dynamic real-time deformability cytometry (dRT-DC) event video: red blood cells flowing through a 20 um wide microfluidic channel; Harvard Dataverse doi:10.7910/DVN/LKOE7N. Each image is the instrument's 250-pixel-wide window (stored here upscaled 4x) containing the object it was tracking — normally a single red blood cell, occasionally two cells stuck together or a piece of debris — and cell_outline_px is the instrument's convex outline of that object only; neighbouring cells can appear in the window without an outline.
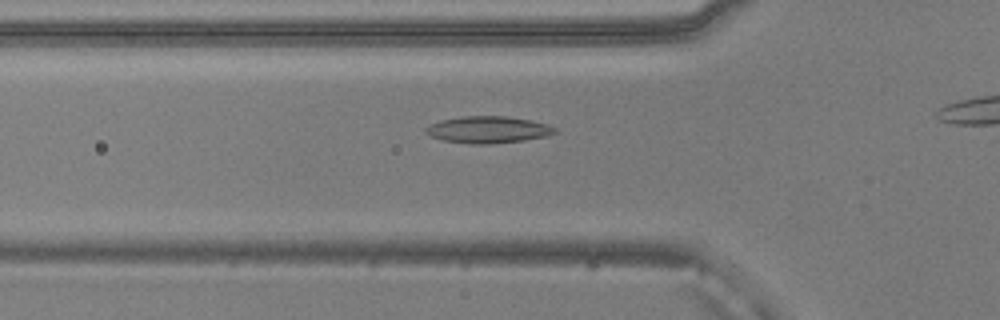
{"species": "common noctule bat (a hibernating species)", "species_latin": "Nyctalus noctula", "temperature_condition": "warm", "stored_images_in_passage": 29, "camera_frame_rate_fps": 3000, "um_per_image_px": 0.085, "animal": {"sex": "male", "body_mass_g": 20.5, "forearm_length_mm": 52.5}, "frame": {"image": 1, "passage_image": 11, "time_ms": 3.333, "image_size_px": [1000, 320], "cell_outline_px": [[556, 132], [544, 136], [524, 140], [488, 144], [472, 144], [444, 140], [432, 136], [424, 132], [424, 128], [440, 120], [460, 116], [504, 116], [532, 120], [548, 124], [556, 128]], "centroid_in_image_um": [41.47, 11.01], "position_along_channel_um": 84.3, "area_um2": 20.06}}
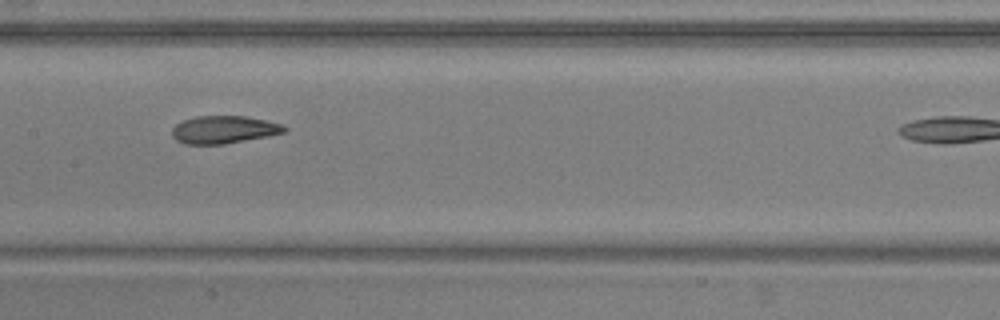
{"frame": {"image": 2, "passage_image": 19, "time_ms": 6.0, "image_size_px": [1000, 320], "cell_outline_px": [[288, 132], [268, 136], [224, 144], [184, 144], [176, 140], [172, 136], [172, 128], [176, 124], [184, 120], [196, 116], [244, 116], [264, 120], [280, 124], [288, 128]], "centroid_in_image_um": [19.02, 11.02], "position_along_channel_um": 188.4, "area_um2": 18.09}}
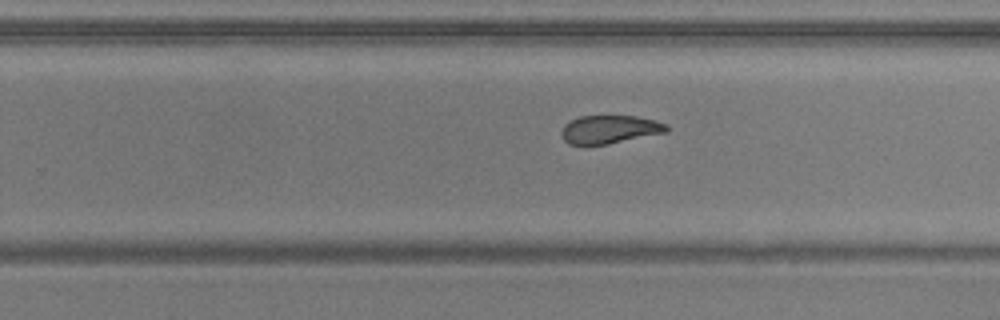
{"frame": {"image": 3, "passage_image": 26, "time_ms": 8.333, "image_size_px": [1000, 320], "cell_outline_px": [[668, 132], [608, 144], [568, 144], [564, 140], [560, 132], [564, 124], [568, 120], [580, 116], [636, 116], [656, 120], [668, 124]], "centroid_in_image_um": [51.82, 10.99], "position_along_channel_um": 278.0, "area_um2": 17.46}}